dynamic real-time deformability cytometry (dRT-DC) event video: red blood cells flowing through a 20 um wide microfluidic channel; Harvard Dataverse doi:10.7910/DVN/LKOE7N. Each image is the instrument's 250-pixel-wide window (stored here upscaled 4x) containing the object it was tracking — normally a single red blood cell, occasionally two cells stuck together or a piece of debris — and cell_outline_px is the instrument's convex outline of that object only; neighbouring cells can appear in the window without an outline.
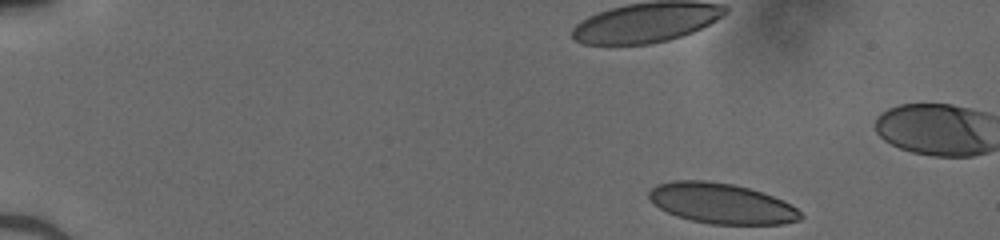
{"species": "human", "species_latin": "Homo sapiens", "temperature_condition": "cold", "stored_images_in_passage": 44, "camera_frame_rate_fps": 3000, "um_per_image_px": 0.085, "donor": {"sex": "male"}, "frame": {"image": 1, "passage_image": 1, "time_ms": 0.0, "image_size_px": [1000, 240], "cell_outline_px": [[804, 216], [800, 220], [784, 224], [712, 224], [692, 220], [676, 216], [660, 208], [648, 196], [648, 192], [656, 184], [672, 180], [704, 180], [732, 184], [748, 188], [784, 200], [796, 208]], "centroid_in_image_um": [61.33, 17.29], "position_along_channel_um": 23.7, "area_um2": 35.55}}
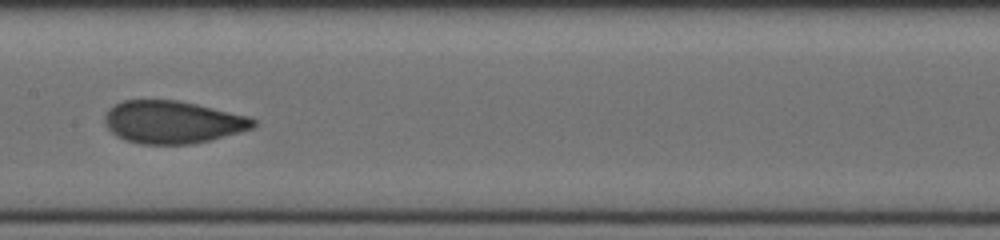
{"frame": {"image": 2, "passage_image": 22, "time_ms": 7.0, "image_size_px": [1000, 240], "cell_outline_px": [[256, 124], [252, 128], [240, 132], [212, 140], [192, 144], [140, 144], [124, 140], [116, 136], [104, 124], [104, 116], [116, 104], [124, 100], [176, 100], [196, 104], [248, 116], [256, 120]], "centroid_in_image_um": [14.67, 10.39], "position_along_channel_um": 192.7, "area_um2": 36.82}}
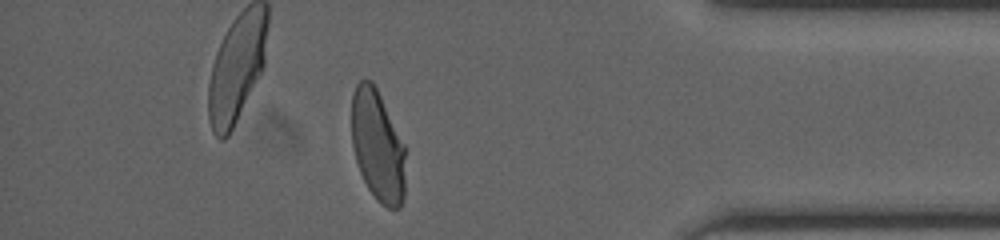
{"frame": {"image": 3, "passage_image": 39, "time_ms": 12.667, "image_size_px": [1000, 240], "cell_outline_px": [[404, 196], [400, 208], [388, 208], [380, 204], [376, 200], [368, 188], [360, 172], [356, 160], [352, 144], [352, 92], [356, 84], [360, 80], [372, 80], [404, 144]], "centroid_in_image_um": [32.08, 12.41], "position_along_channel_um": 403.1, "area_um2": 34.68}}